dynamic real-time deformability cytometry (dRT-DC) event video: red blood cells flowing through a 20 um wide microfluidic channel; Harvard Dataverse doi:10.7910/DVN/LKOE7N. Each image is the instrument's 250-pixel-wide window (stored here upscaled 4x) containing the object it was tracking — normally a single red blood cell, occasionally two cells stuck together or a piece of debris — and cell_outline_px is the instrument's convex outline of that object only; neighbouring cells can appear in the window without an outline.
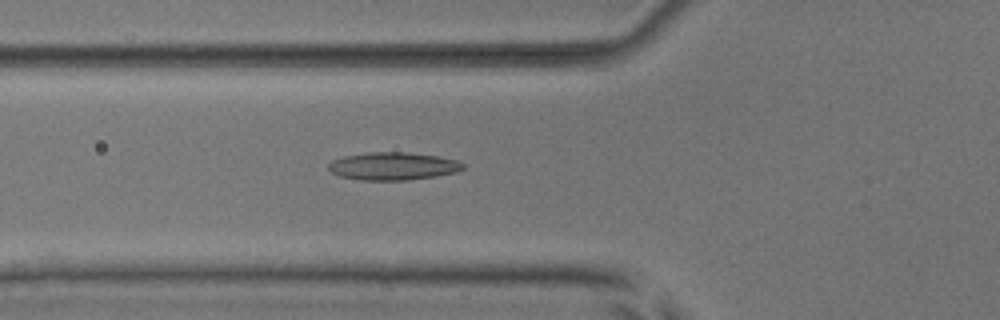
{"species": "common noctule bat (a hibernating species)", "species_latin": "Nyctalus noctula", "temperature_condition": "room temperature", "stored_images_in_passage": 40, "camera_frame_rate_fps": 3000, "um_per_image_px": 0.085, "animal": {"sex": "male", "body_mass_g": 17.9, "forearm_length_mm": 54.2}, "frame": {"image": 1, "passage_image": 11, "time_ms": 3.333, "image_size_px": [1000, 320], "cell_outline_px": [[464, 168], [456, 172], [436, 176], [408, 180], [360, 180], [340, 176], [332, 172], [328, 168], [328, 164], [332, 160], [344, 156], [368, 152], [408, 152], [440, 156], [456, 160], [464, 164]], "centroid_in_image_um": [33.41, 14.12], "position_along_channel_um": 92.4, "area_um2": 21.85}}
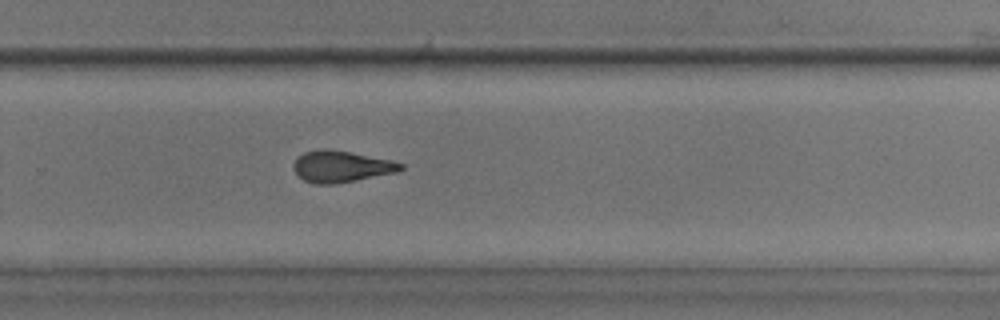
{"frame": {"image": 2, "passage_image": 27, "time_ms": 8.667, "image_size_px": [1000, 320], "cell_outline_px": [[404, 168], [396, 172], [356, 180], [332, 184], [316, 184], [304, 180], [296, 172], [292, 164], [304, 152], [320, 148], [324, 148], [348, 152], [392, 160], [404, 164]], "centroid_in_image_um": [29.01, 14.15], "position_along_channel_um": 300.8, "area_um2": 19.36}}
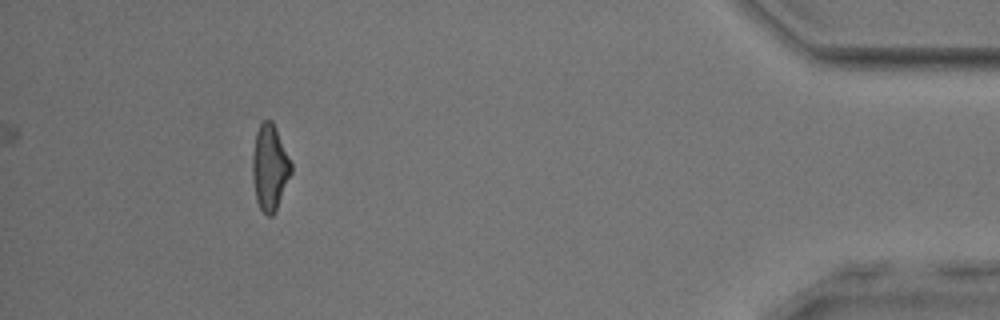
{"frame": {"image": 3, "passage_image": 40, "time_ms": 13.0, "image_size_px": [1000, 320], "cell_outline_px": [[292, 172], [276, 208], [272, 216], [268, 216], [260, 208], [256, 200], [252, 176], [252, 156], [256, 132], [260, 124], [264, 120], [272, 120], [276, 128], [292, 164]], "centroid_in_image_um": [22.92, 14.21], "position_along_channel_um": 412.3, "area_um2": 19.13}, "authors_computed_cell_mechanics": {"area_um2": 19.941, "velocity_mm_per_s": 3.9115, "shape_relaxation_time_tau1_ms": null, "shape_relaxation_time_tau2_ms": 2.6833, "deformation_change_tau1": null, "deformation_change_tau2": 0.1191}}